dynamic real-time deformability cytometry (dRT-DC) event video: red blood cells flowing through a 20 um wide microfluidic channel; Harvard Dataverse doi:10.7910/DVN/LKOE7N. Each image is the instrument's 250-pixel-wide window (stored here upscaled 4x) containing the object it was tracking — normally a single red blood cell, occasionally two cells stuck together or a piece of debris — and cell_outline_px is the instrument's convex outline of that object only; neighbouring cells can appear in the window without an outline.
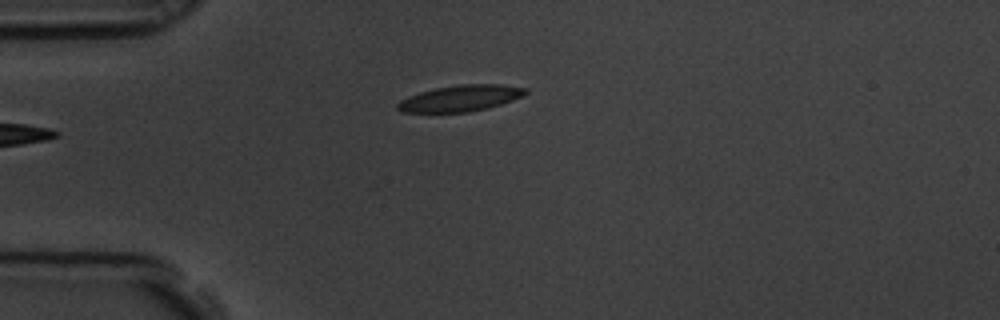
{"species": "common noctule bat (a hibernating species)", "species_latin": "Nyctalus noctula", "temperature_condition": "room temperature", "stored_images_in_passage": 3, "camera_frame_rate_fps": 3000, "um_per_image_px": 0.085, "animal": {"sex": "male", "body_mass_g": 19.5, "forearm_length_mm": 54.6}, "frame": {"image": 1, "passage_image": 3, "time_ms": 0.667, "image_size_px": [1000, 320], "cell_outline_px": [[528, 92], [512, 100], [488, 108], [468, 112], [404, 112], [396, 108], [396, 104], [400, 100], [408, 96], [420, 92], [436, 88], [460, 84], [500, 84], [528, 88]], "centroid_in_image_um": [39.13, 8.35], "position_along_channel_um": 45.9, "area_um2": 19.42}}